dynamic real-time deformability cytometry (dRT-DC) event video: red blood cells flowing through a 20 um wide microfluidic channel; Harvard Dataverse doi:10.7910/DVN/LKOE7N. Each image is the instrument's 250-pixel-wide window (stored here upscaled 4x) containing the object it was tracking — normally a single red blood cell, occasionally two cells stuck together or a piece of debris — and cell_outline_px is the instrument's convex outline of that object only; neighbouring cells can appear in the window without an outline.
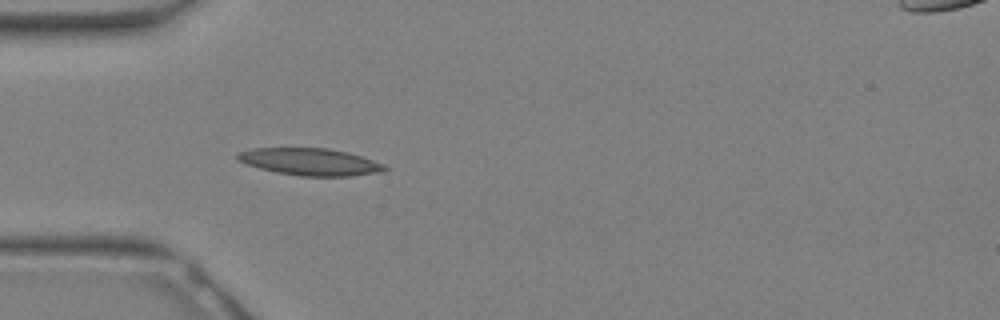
{"species": "Egyptian fruit bat (a non-hibernating species)", "species_latin": "Rousettus aegyptiacus", "temperature_condition": "warm", "stored_images_in_passage": 7, "camera_frame_rate_fps": 3000, "um_per_image_px": 0.085, "animal": {"sex": "female"}, "frame": {"image": 1, "passage_image": 1, "time_ms": 0.0, "image_size_px": [1000, 320], "cell_outline_px": [[388, 168], [384, 172], [352, 176], [300, 176], [276, 172], [260, 168], [236, 160], [236, 152], [252, 148], [328, 148], [348, 152], [384, 164]], "centroid_in_image_um": [26.36, 13.75], "position_along_channel_um": 58.6, "area_um2": 23.35}}
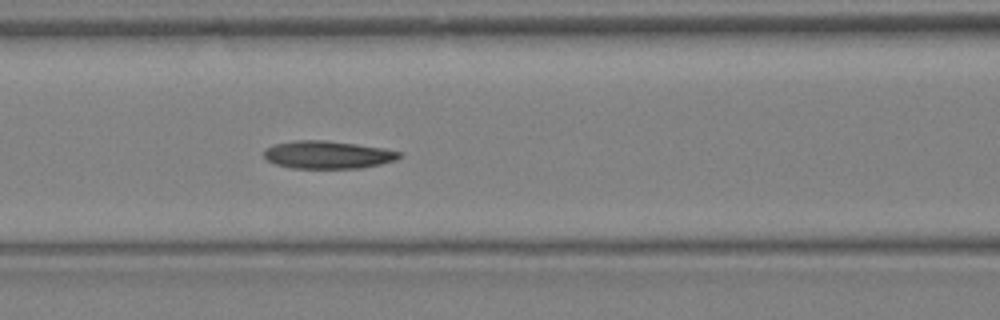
{"frame": {"image": 2, "passage_image": 5, "time_ms": 1.333, "image_size_px": [1000, 320], "cell_outline_px": [[404, 156], [396, 160], [380, 164], [360, 168], [292, 168], [276, 164], [268, 160], [264, 156], [264, 148], [272, 144], [296, 140], [328, 140], [384, 148], [404, 152]], "centroid_in_image_um": [27.89, 13.14], "position_along_channel_um": 138.7, "area_um2": 22.14}}
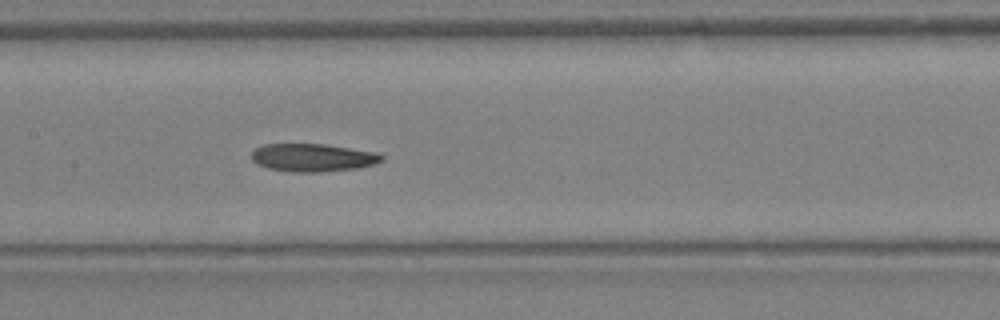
{"frame": {"image": 3, "passage_image": 7, "time_ms": 2.0, "image_size_px": [1000, 320], "cell_outline_px": [[384, 160], [376, 164], [356, 168], [320, 172], [292, 172], [268, 168], [256, 164], [252, 160], [252, 152], [256, 148], [264, 144], [324, 144], [376, 152], [384, 156]], "centroid_in_image_um": [26.59, 13.4], "position_along_channel_um": 180.8, "area_um2": 21.21}}